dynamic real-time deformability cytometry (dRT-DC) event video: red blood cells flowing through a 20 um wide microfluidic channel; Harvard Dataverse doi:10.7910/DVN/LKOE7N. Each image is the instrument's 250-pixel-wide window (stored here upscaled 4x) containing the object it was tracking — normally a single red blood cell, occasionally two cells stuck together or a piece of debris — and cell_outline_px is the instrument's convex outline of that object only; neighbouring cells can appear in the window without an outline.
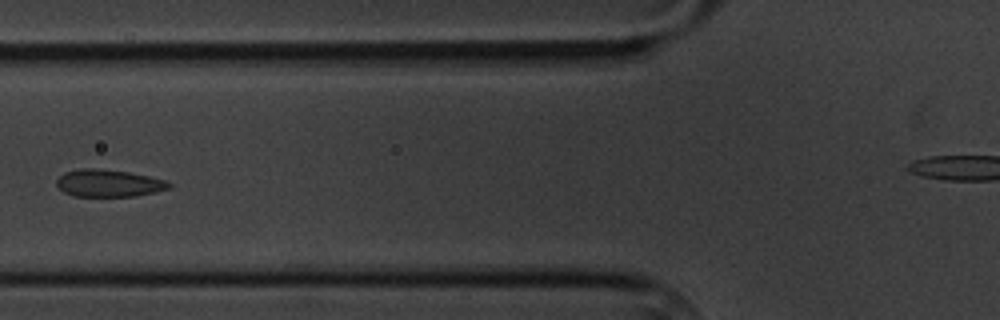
{"species": "common noctule bat (a hibernating species)", "species_latin": "Nyctalus noctula", "temperature_condition": "cold", "stored_images_in_passage": 16, "camera_frame_rate_fps": 3000, "um_per_image_px": 0.085, "animal": {"sex": "male", "body_mass_g": 20.1, "forearm_length_mm": 53.5}, "frame": {"image": 1, "passage_image": 6, "time_ms": 6.667, "image_size_px": [1000, 320], "cell_outline_px": [[172, 188], [136, 196], [72, 196], [64, 192], [56, 184], [56, 180], [64, 172], [80, 168], [92, 168], [128, 172], [148, 176], [164, 180], [172, 184]], "centroid_in_image_um": [9.23, 15.57], "position_along_channel_um": 116.6, "area_um2": 17.8}}
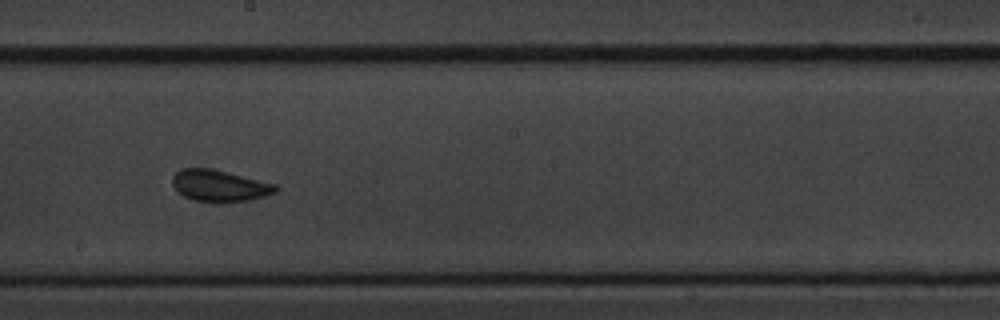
{"frame": {"image": 2, "passage_image": 9, "time_ms": 10.0, "image_size_px": [1000, 320], "cell_outline_px": [[280, 188], [276, 192], [252, 200], [196, 200], [184, 196], [172, 184], [172, 176], [180, 168], [212, 168], [276, 184]], "centroid_in_image_um": [18.68, 15.74], "position_along_channel_um": 229.5, "area_um2": 18.5}}
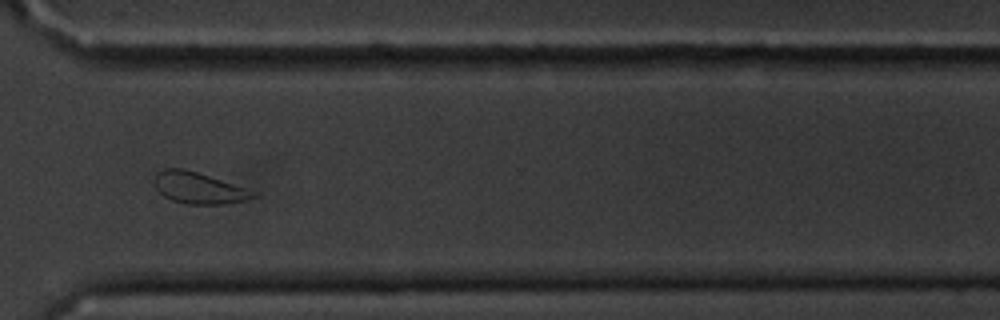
{"frame": {"image": 3, "passage_image": 12, "time_ms": 13.667, "image_size_px": [1000, 320], "cell_outline_px": [[256, 196], [244, 200], [228, 204], [188, 204], [172, 200], [164, 196], [156, 188], [152, 180], [156, 172], [164, 168], [184, 168], [256, 192]], "centroid_in_image_um": [16.81, 15.97], "position_along_channel_um": 353.8, "area_um2": 17.86}, "authors_computed_cell_mechanics": {"area_um2": 19.1318, "velocity_mm_per_s": 3.3919, "shape_relaxation_time_tau1_ms": 0.7753, "shape_relaxation_time_tau2_ms": null, "deformation_change_tau1": 0.0431, "deformation_change_tau2": null}}